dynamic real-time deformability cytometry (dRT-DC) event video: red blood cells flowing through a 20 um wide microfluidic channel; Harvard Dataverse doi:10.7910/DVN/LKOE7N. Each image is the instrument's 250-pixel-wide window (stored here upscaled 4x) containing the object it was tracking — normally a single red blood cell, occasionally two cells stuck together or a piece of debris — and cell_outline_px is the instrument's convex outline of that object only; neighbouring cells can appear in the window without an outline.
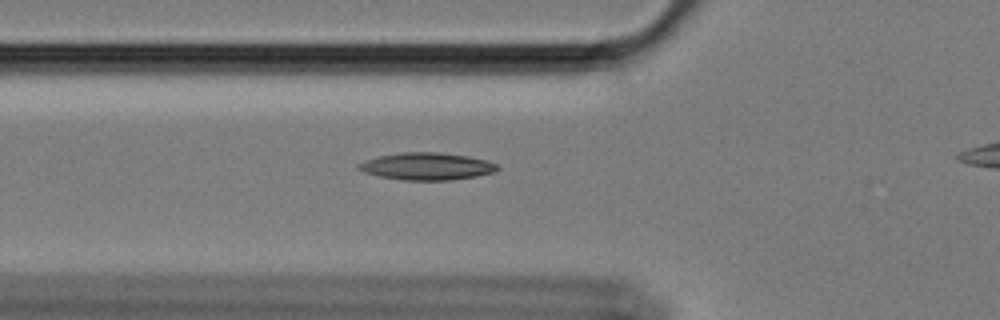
{"species": "Egyptian fruit bat (a non-hibernating species)", "species_latin": "Rousettus aegyptiacus", "temperature_condition": "cold", "stored_images_in_passage": 39, "camera_frame_rate_fps": 3000, "um_per_image_px": 0.085, "animal": {"sex": "female"}, "frame": {"image": 1, "passage_image": 8, "time_ms": 2.333, "image_size_px": [1000, 320], "cell_outline_px": [[500, 168], [492, 172], [476, 176], [452, 180], [404, 180], [380, 176], [364, 172], [356, 168], [356, 164], [380, 156], [400, 152], [436, 152], [468, 156], [488, 160], [496, 164]], "centroid_in_image_um": [36.28, 14.13], "position_along_channel_um": 89.5, "area_um2": 21.91}}
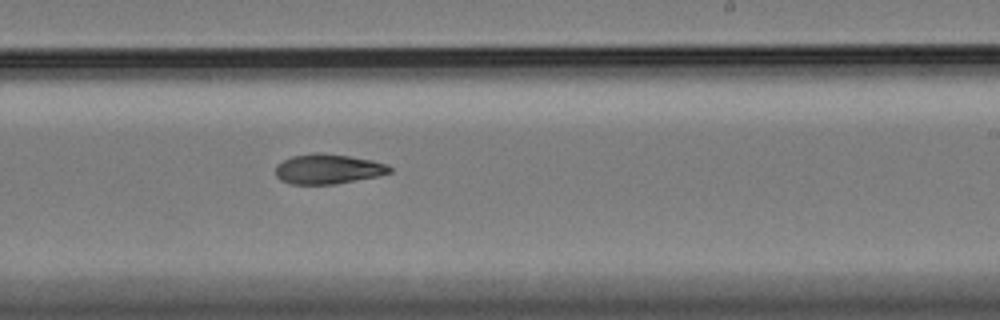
{"frame": {"image": 2, "passage_image": 23, "time_ms": 7.333, "image_size_px": [1000, 320], "cell_outline_px": [[392, 172], [376, 176], [336, 184], [288, 184], [280, 180], [276, 176], [276, 164], [292, 156], [316, 152], [348, 156], [372, 160], [388, 164], [392, 168]], "centroid_in_image_um": [27.86, 14.37], "position_along_channel_um": 261.1, "area_um2": 19.88}}
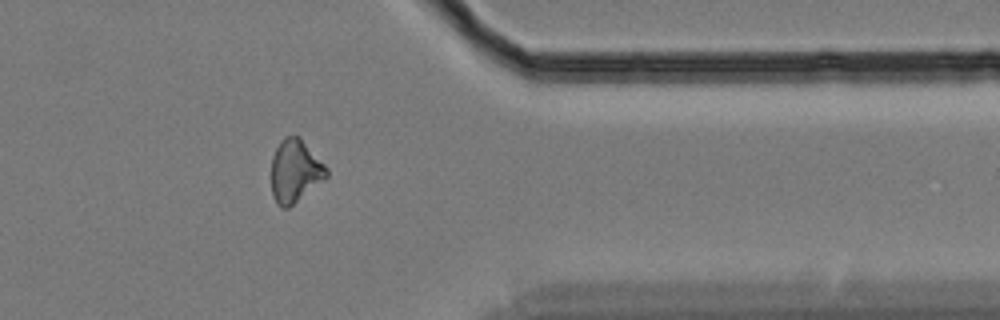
{"frame": {"image": 3, "passage_image": 35, "time_ms": 11.333, "image_size_px": [1000, 320], "cell_outline_px": [[328, 176], [288, 208], [280, 208], [276, 204], [272, 196], [272, 156], [280, 140], [284, 136], [300, 136], [328, 168]], "centroid_in_image_um": [25.07, 14.53], "position_along_channel_um": 386.3, "area_um2": 20.23}}